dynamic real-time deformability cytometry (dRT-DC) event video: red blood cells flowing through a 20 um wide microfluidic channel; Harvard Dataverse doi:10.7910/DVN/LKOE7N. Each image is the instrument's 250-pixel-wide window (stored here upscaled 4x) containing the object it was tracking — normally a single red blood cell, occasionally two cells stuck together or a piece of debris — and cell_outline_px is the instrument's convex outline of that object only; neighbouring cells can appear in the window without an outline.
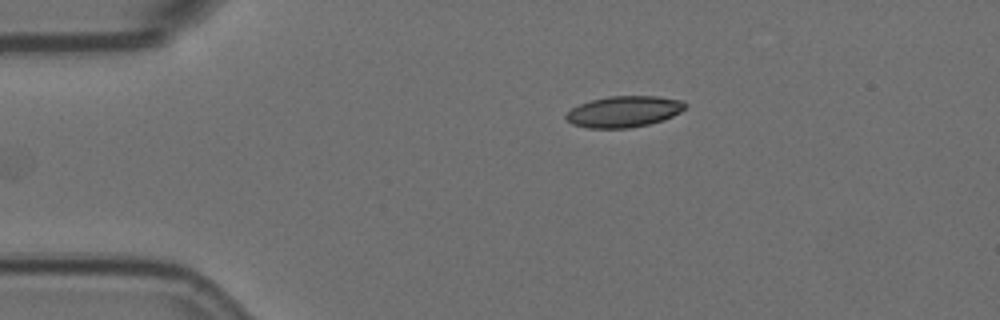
{"species": "Egyptian fruit bat (a non-hibernating species)", "species_latin": "Rousettus aegyptiacus", "temperature_condition": "room temperature", "stored_images_in_passage": 37, "camera_frame_rate_fps": 3000, "um_per_image_px": 0.085, "animal": {"sex": "female"}, "frame": {"image": 1, "passage_image": 1, "time_ms": 0.0, "image_size_px": [1000, 320], "cell_outline_px": [[688, 104], [680, 112], [664, 120], [648, 124], [628, 128], [588, 128], [572, 124], [564, 116], [572, 108], [580, 104], [592, 100], [608, 96], [656, 96], [680, 100]], "centroid_in_image_um": [53.03, 9.48], "position_along_channel_um": 32.0, "area_um2": 21.5}}
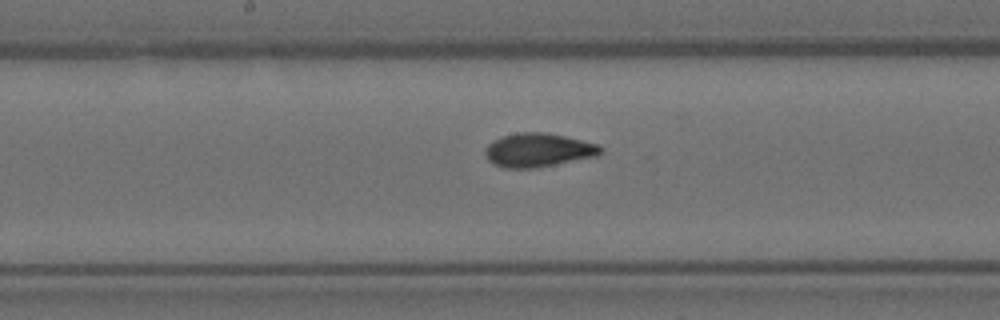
{"frame": {"image": 2, "passage_image": 19, "time_ms": 6.0, "image_size_px": [1000, 320], "cell_outline_px": [[604, 152], [596, 156], [532, 168], [504, 168], [488, 160], [484, 152], [488, 144], [492, 140], [516, 132], [544, 132], [564, 136], [600, 144], [604, 148]], "centroid_in_image_um": [45.76, 12.74], "position_along_channel_um": 202.4, "area_um2": 22.6}}
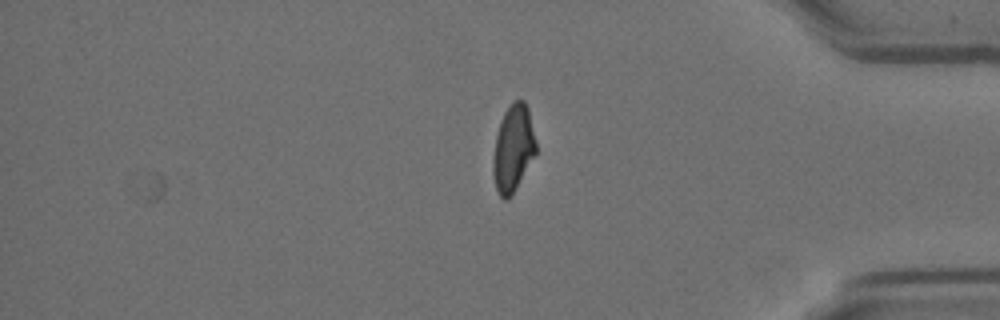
{"frame": {"image": 3, "passage_image": 37, "time_ms": 12.0, "image_size_px": [1000, 320], "cell_outline_px": [[536, 152], [516, 188], [508, 200], [504, 200], [500, 196], [496, 188], [492, 172], [492, 164], [496, 136], [500, 120], [504, 112], [512, 100], [524, 100], [528, 108], [536, 144]], "centroid_in_image_um": [43.6, 12.6], "position_along_channel_um": 391.6, "area_um2": 21.56}, "authors_computed_cell_mechanics": {"area_um2": 21.8484, "velocity_mm_per_s": 3.5771, "shape_relaxation_time_tau1_ms": 5.5674, "shape_relaxation_time_tau2_ms": 1.2328, "deformation_change_tau1": 0.1705, "deformation_change_tau2": 0.0686}}